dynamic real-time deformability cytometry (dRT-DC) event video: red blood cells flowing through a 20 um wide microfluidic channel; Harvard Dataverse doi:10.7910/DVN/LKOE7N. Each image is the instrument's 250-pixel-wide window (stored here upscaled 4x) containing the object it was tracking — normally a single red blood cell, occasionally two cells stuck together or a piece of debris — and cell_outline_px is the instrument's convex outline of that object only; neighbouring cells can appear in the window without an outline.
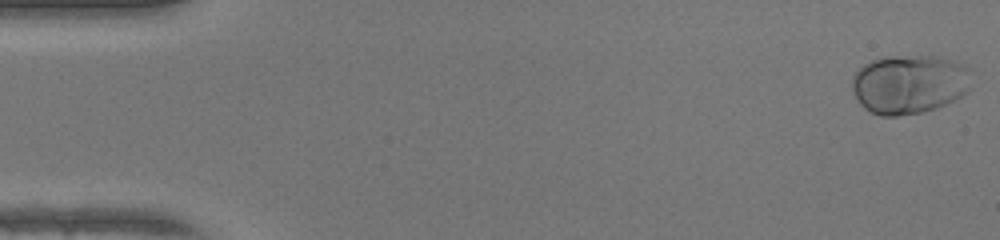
{"species": "human", "species_latin": "Homo sapiens", "temperature_condition": "warm", "stored_images_in_passage": 49, "camera_frame_rate_fps": 3000, "um_per_image_px": 0.085, "donor": {"sex": "female"}, "frame": {"image": 1, "passage_image": 1, "time_ms": 0.0, "image_size_px": [1000, 240], "cell_outline_px": [[972, 88], [968, 92], [956, 100], [936, 108], [920, 112], [896, 116], [880, 116], [864, 108], [860, 104], [852, 92], [852, 76], [864, 64], [872, 60], [884, 56], [936, 56], [956, 60], [964, 64], [968, 68]], "centroid_in_image_um": [77.31, 7.15], "position_along_channel_um": 7.7, "area_um2": 41.67}}
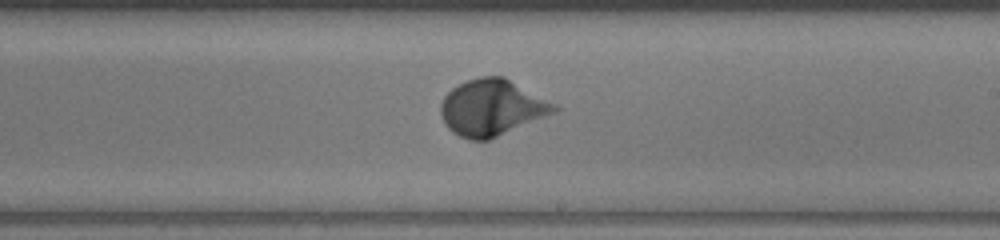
{"frame": {"image": 2, "passage_image": 29, "time_ms": 9.333, "image_size_px": [1000, 240], "cell_outline_px": [[560, 108], [556, 112], [488, 140], [468, 140], [452, 132], [448, 128], [440, 112], [440, 104], [444, 96], [452, 88], [468, 80], [480, 76], [504, 76], [560, 104]], "centroid_in_image_um": [41.86, 9.13], "position_along_channel_um": 247.1, "area_um2": 37.45}}
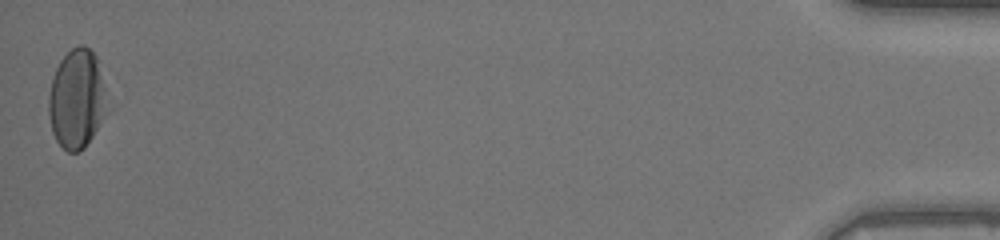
{"frame": {"image": 3, "passage_image": 49, "time_ms": 16.0, "image_size_px": [1000, 240], "cell_outline_px": [[112, 108], [84, 148], [76, 152], [68, 152], [56, 140], [52, 132], [48, 112], [48, 96], [52, 80], [56, 68], [60, 60], [72, 48], [80, 44], [84, 44], [96, 56]], "centroid_in_image_um": [6.58, 8.42], "position_along_channel_um": 428.6, "area_um2": 34.51}, "authors_computed_cell_mechanics": {"area_um2": 34.5066, "velocity_mm_per_s": 4.2045, "shape_relaxation_time_tau1_ms": 2.6979, "shape_relaxation_time_tau2_ms": null, "deformation_change_tau1": 0.1821, "deformation_change_tau2": null}}